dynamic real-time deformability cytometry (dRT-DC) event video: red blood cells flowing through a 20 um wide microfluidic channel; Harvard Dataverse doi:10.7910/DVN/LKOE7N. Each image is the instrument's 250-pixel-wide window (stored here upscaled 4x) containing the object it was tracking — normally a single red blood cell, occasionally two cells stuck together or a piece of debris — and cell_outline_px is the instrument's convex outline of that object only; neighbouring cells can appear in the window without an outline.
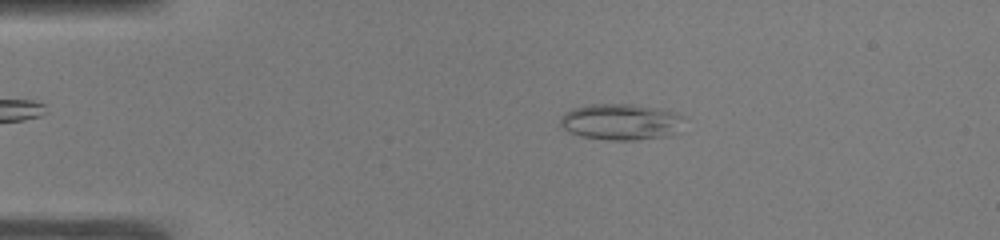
{"species": "common noctule bat (a hibernating species)", "species_latin": "Nyctalus noctula", "temperature_condition": "warm", "stored_images_in_passage": 50, "camera_frame_rate_fps": 3000, "um_per_image_px": 0.085, "animal": {"sex": "male", "body_mass_g": 19.0, "forearm_length_mm": 50.8}, "frame": {"image": 1, "passage_image": 9, "time_ms": 2.667, "image_size_px": [1000, 240], "cell_outline_px": [[680, 132], [672, 136], [636, 140], [608, 140], [580, 136], [568, 132], [560, 128], [560, 116], [564, 112], [572, 108], [588, 104], [632, 104], [656, 108], [676, 112], [680, 116]], "centroid_in_image_um": [52.72, 10.37], "position_along_channel_um": 32.3, "area_um2": 26.47}}
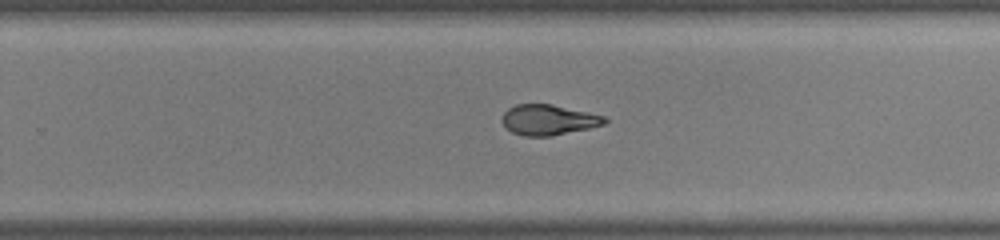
{"frame": {"image": 2, "passage_image": 32, "time_ms": 10.333, "image_size_px": [1000, 240], "cell_outline_px": [[608, 120], [604, 124], [588, 128], [552, 136], [524, 136], [512, 132], [500, 120], [504, 112], [508, 108], [516, 104], [552, 104], [588, 112], [604, 116]], "centroid_in_image_um": [46.59, 10.18], "position_along_channel_um": 283.2, "area_um2": 18.09}}
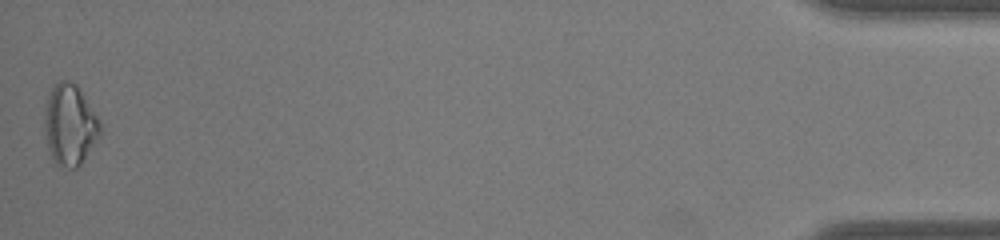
{"frame": {"image": 3, "passage_image": 50, "time_ms": 16.333, "image_size_px": [1000, 240], "cell_outline_px": [[100, 136], [80, 164], [76, 168], [68, 168], [56, 164], [52, 160], [48, 148], [44, 132], [44, 104], [52, 84], [60, 80], [72, 80], [76, 84], [100, 120]], "centroid_in_image_um": [5.9, 10.57], "position_along_channel_um": 429.3, "area_um2": 26.59}, "authors_computed_cell_mechanics": {"area_um2": 20.5768, "velocity_mm_per_s": 3.9291, "shape_relaxation_time_tau1_ms": null, "shape_relaxation_time_tau2_ms": 1.9734, "deformation_change_tau1": null, "deformation_change_tau2": 0.0823}}